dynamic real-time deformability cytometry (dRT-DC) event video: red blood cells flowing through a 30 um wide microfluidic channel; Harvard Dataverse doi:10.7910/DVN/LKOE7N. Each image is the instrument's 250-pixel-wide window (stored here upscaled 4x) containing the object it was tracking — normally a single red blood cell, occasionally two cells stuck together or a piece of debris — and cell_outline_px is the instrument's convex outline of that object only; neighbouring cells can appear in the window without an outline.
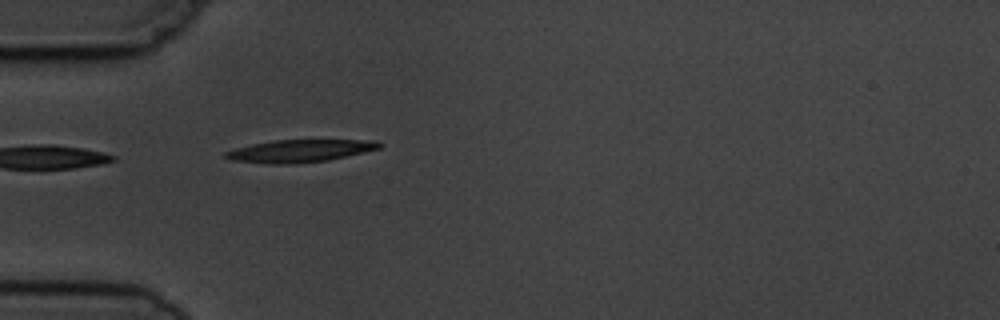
{"species": "common noctule bat (a hibernating species)", "species_latin": "Nyctalus noctula", "temperature_condition": "cold", "stored_images_in_passage": 2, "camera_frame_rate_fps": 3000, "um_per_image_px": 0.085, "animal": {"sex": "male", "body_mass_g": 19.5, "forearm_length_mm": 54.6}, "frame": {"image": 1, "passage_image": 1, "time_ms": 0.0, "image_size_px": [1000, 320], "cell_outline_px": [[384, 144], [380, 148], [328, 160], [288, 164], [272, 164], [232, 160], [224, 156], [224, 152], [236, 148], [252, 144], [276, 140], [376, 140]], "centroid_in_image_um": [25.5, 12.82], "position_along_channel_um": 59.5, "area_um2": 19.94}}